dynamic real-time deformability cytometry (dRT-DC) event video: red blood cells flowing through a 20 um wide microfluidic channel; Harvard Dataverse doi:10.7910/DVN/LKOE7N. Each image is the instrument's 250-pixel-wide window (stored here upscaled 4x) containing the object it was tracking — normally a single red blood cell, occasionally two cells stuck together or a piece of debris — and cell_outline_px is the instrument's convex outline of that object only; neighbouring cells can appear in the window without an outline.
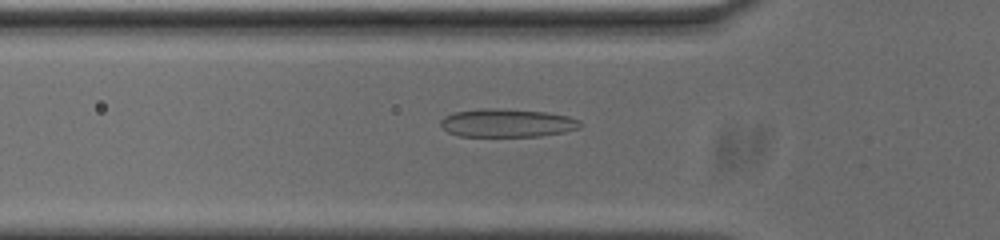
{"species": "common noctule bat (a hibernating species)", "species_latin": "Nyctalus noctula", "temperature_condition": "cold", "stored_images_in_passage": 48, "camera_frame_rate_fps": 3000, "um_per_image_px": 0.085, "animal": {"sex": "male", "body_mass_g": 20.0, "forearm_length_mm": 53.3}, "frame": {"image": 1, "passage_image": 11, "time_ms": 3.333, "image_size_px": [1000, 240], "cell_outline_px": [[580, 128], [564, 132], [540, 136], [460, 136], [448, 132], [440, 124], [440, 120], [444, 116], [456, 112], [484, 108], [496, 108], [544, 112], [568, 116], [580, 120]], "centroid_in_image_um": [43.1, 10.45], "position_along_channel_um": 82.7, "area_um2": 22.83}}
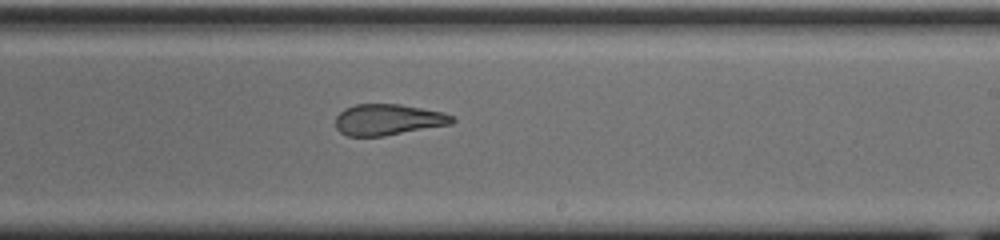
{"frame": {"image": 2, "passage_image": 25, "time_ms": 8.0, "image_size_px": [1000, 240], "cell_outline_px": [[456, 120], [452, 124], [384, 136], [348, 136], [340, 132], [336, 128], [336, 116], [344, 108], [356, 104], [400, 104], [444, 112], [456, 116]], "centroid_in_image_um": [33.02, 10.17], "position_along_channel_um": 256.0, "area_um2": 21.33}}
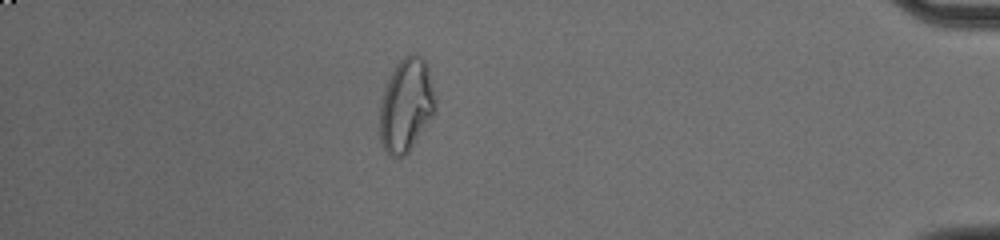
{"frame": {"image": 3, "passage_image": 41, "time_ms": 13.333, "image_size_px": [1000, 240], "cell_outline_px": [[436, 108], [432, 116], [408, 152], [404, 156], [392, 156], [380, 144], [380, 104], [388, 80], [396, 64], [404, 56], [412, 52], [416, 52], [424, 60], [428, 68], [436, 100]], "centroid_in_image_um": [34.53, 8.92], "position_along_channel_um": 400.7, "area_um2": 29.94}, "authors_computed_cell_mechanics": {"area_um2": 23.3801, "velocity_mm_per_s": 3.7091, "shape_relaxation_time_tau1_ms": null, "shape_relaxation_time_tau2_ms": 2.0223, "deformation_change_tau1": null, "deformation_change_tau2": 0.1007}}